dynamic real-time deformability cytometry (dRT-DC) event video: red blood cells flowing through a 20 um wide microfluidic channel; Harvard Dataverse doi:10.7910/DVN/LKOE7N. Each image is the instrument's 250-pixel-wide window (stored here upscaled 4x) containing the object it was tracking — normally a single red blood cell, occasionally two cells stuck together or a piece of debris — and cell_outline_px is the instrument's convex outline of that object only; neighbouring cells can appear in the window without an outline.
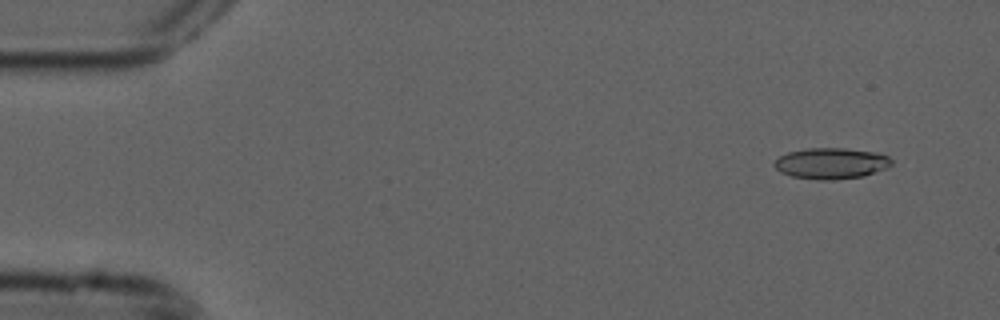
{"species": "common noctule bat (a hibernating species)", "species_latin": "Nyctalus noctula", "temperature_condition": "cold", "stored_images_in_passage": 4, "camera_frame_rate_fps": 3000, "um_per_image_px": 0.085, "animal": {"sex": "male", "forearm_length_mm": 52.5}, "frame": {"image": 1, "passage_image": 1, "time_ms": 0.0, "image_size_px": [1000, 320], "cell_outline_px": [[892, 164], [888, 168], [864, 176], [832, 180], [816, 180], [792, 176], [780, 172], [772, 164], [780, 156], [788, 152], [808, 148], [844, 148], [876, 152], [888, 156], [892, 160]], "centroid_in_image_um": [70.66, 13.89], "position_along_channel_um": 14.3, "area_um2": 21.33}}
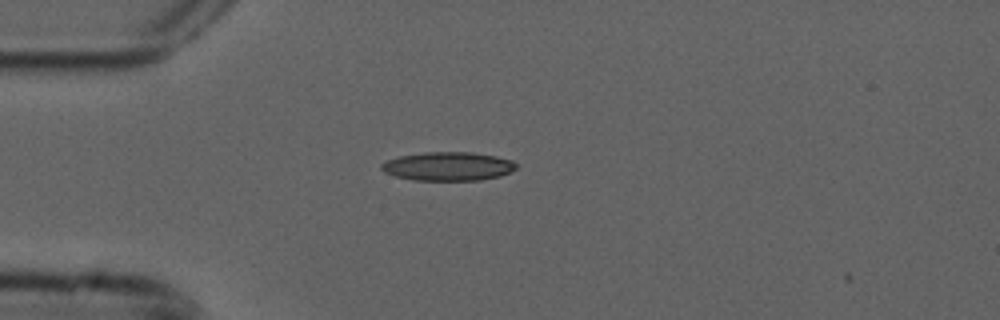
{"frame": {"image": 2, "passage_image": 4, "time_ms": 1.0, "image_size_px": [1000, 320], "cell_outline_px": [[516, 168], [500, 176], [480, 180], [412, 180], [396, 176], [384, 172], [380, 168], [380, 164], [388, 160], [400, 156], [424, 152], [472, 152], [496, 156], [512, 160], [516, 164]], "centroid_in_image_um": [38.07, 14.13], "position_along_channel_um": 46.9, "area_um2": 22.48}}